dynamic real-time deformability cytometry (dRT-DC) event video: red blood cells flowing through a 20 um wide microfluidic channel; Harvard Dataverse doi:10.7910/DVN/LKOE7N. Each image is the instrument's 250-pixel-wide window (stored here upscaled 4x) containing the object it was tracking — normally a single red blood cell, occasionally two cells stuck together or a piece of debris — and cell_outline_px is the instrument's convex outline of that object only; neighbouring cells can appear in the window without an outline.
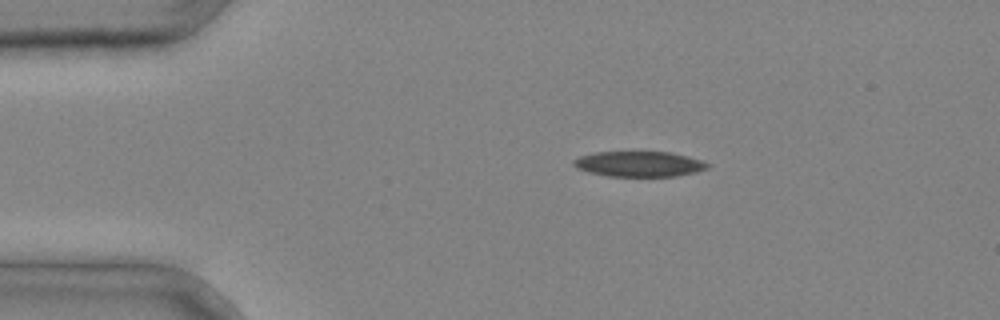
{"species": "common noctule bat (a hibernating species)", "species_latin": "Nyctalus noctula", "temperature_condition": "cold", "stored_images_in_passage": 2, "camera_frame_rate_fps": 3000, "um_per_image_px": 0.085, "animal": {"sex": "male", "body_mass_g": 20.4}, "frame": {"image": 1, "passage_image": 1, "time_ms": 0.0, "image_size_px": [1000, 320], "cell_outline_px": [[708, 168], [696, 172], [676, 176], [608, 176], [588, 172], [576, 168], [572, 164], [572, 160], [580, 156], [596, 152], [668, 152], [688, 156], [704, 160], [708, 164]], "centroid_in_image_um": [54.32, 13.94], "position_along_channel_um": 30.7, "area_um2": 19.83}}